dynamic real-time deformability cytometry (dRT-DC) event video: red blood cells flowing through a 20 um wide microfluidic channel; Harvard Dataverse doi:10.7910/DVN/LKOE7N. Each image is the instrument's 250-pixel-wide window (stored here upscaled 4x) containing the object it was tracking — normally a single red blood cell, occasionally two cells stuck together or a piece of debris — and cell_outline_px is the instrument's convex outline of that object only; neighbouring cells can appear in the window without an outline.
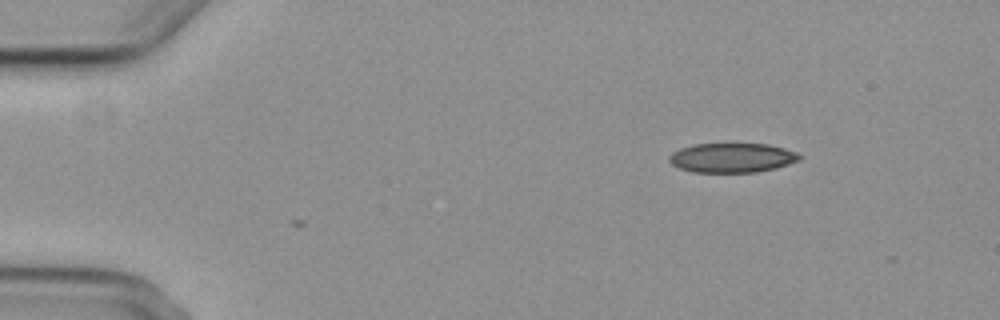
{"species": "common noctule bat (a hibernating species)", "species_latin": "Nyctalus noctula", "temperature_condition": "cold", "stored_images_in_passage": 3, "camera_frame_rate_fps": 3000, "um_per_image_px": 0.085, "animal": {"sex": "female", "body_mass_g": 29.2, "forearm_length_mm": 56.3}, "frame": {"image": 1, "passage_image": 1, "time_ms": 0.0, "image_size_px": [1000, 320], "cell_outline_px": [[800, 160], [776, 168], [756, 172], [692, 172], [680, 168], [672, 164], [668, 160], [668, 156], [672, 152], [680, 148], [692, 144], [724, 140], [768, 144], [784, 148], [796, 152], [800, 156]], "centroid_in_image_um": [62.18, 13.35], "position_along_channel_um": 22.8, "area_um2": 23.47}}